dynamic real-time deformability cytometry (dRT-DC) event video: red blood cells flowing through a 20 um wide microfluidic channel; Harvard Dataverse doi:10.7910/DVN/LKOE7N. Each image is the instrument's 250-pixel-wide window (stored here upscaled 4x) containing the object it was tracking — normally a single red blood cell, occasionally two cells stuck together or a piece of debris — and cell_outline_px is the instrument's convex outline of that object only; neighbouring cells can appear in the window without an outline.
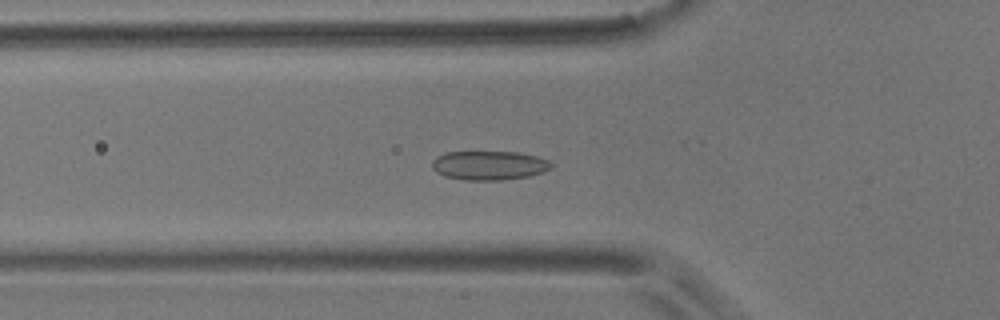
{"species": "common noctule bat (a hibernating species)", "species_latin": "Nyctalus noctula", "temperature_condition": "room temperature", "stored_images_in_passage": 55, "camera_frame_rate_fps": 3000, "um_per_image_px": 0.085, "animal": {"sex": "male", "body_mass_g": 17.9}, "frame": {"image": 1, "passage_image": 19, "time_ms": 6.0, "image_size_px": [1000, 320], "cell_outline_px": [[552, 168], [544, 172], [528, 176], [504, 180], [464, 180], [444, 176], [436, 172], [432, 168], [432, 160], [436, 156], [444, 152], [520, 152], [536, 156], [548, 160], [552, 164]], "centroid_in_image_um": [41.56, 14.06], "position_along_channel_um": 84.2, "area_um2": 20.4}}
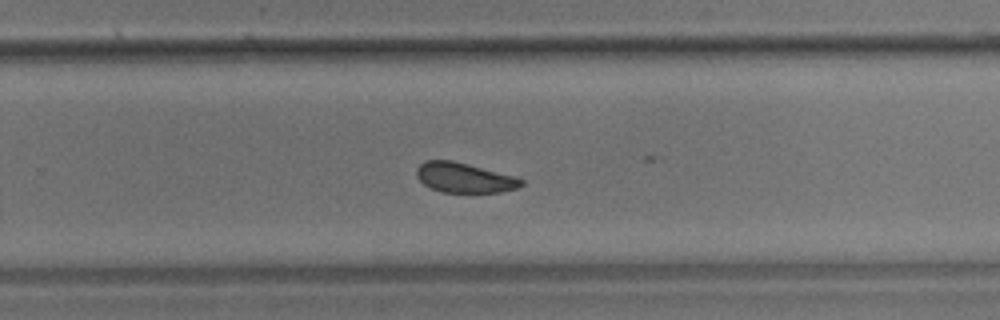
{"frame": {"image": 2, "passage_image": 36, "time_ms": 11.667, "image_size_px": [1000, 320], "cell_outline_px": [[524, 184], [516, 188], [500, 192], [440, 192], [424, 184], [416, 176], [416, 168], [424, 160], [452, 160], [468, 164], [512, 176], [524, 180]], "centroid_in_image_um": [39.42, 15.1], "position_along_channel_um": 290.4, "area_um2": 18.03}}
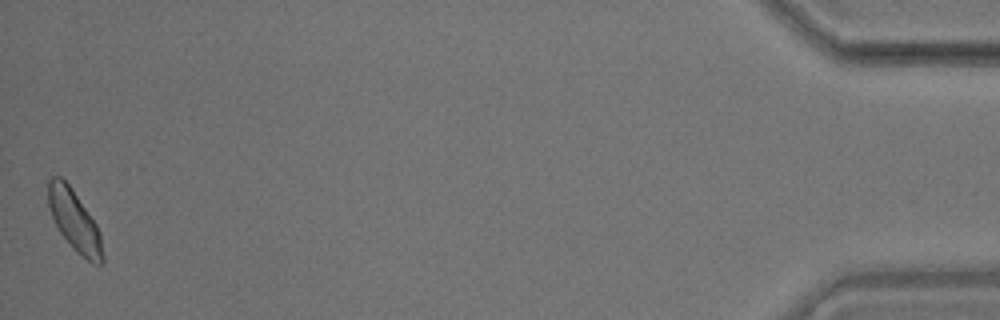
{"frame": {"image": 3, "passage_image": 55, "time_ms": 18.0, "image_size_px": [1000, 320], "cell_outline_px": [[104, 260], [100, 264], [92, 264], [76, 252], [72, 248], [60, 232], [52, 216], [48, 204], [48, 180], [52, 176], [60, 176], [72, 188], [96, 224], [100, 232], [104, 256]], "centroid_in_image_um": [6.34, 18.78], "position_along_channel_um": 428.9, "area_um2": 19.25}, "authors_computed_cell_mechanics": {"area_um2": 19.5942, "velocity_mm_per_s": 3.6325, "shape_relaxation_time_tau1_ms": 2.8229, "shape_relaxation_time_tau2_ms": 1.7817, "deformation_change_tau1": 0.0549, "deformation_change_tau2": 0.0769}}